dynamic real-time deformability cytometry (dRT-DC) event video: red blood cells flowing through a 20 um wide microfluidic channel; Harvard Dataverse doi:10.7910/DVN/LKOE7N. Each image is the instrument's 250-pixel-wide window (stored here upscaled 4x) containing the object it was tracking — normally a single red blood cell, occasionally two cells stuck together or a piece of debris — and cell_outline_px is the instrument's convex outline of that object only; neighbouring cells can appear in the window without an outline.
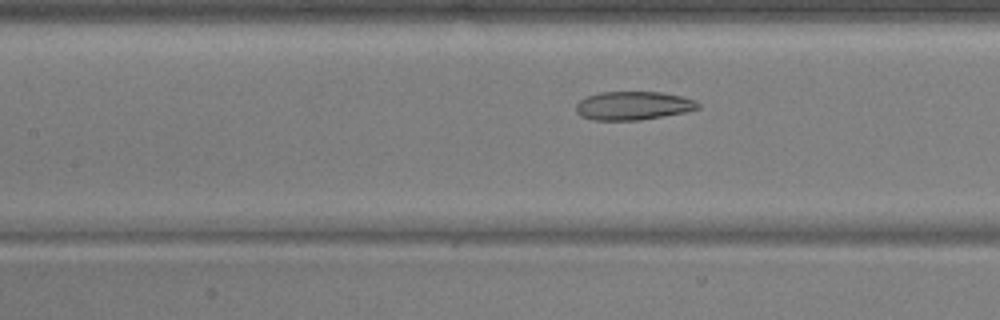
{"species": "common noctule bat (a hibernating species)", "species_latin": "Nyctalus noctula", "temperature_condition": "warm", "stored_images_in_passage": 40, "camera_frame_rate_fps": 3000, "um_per_image_px": 0.085, "animal": {"sex": "male", "body_mass_g": 17.9, "forearm_length_mm": 54.2}, "frame": {"image": 1, "passage_image": 16, "time_ms": 5.0, "image_size_px": [1000, 320], "cell_outline_px": [[700, 108], [684, 112], [640, 120], [592, 120], [580, 116], [576, 112], [576, 104], [580, 100], [588, 96], [600, 92], [660, 92], [680, 96], [696, 100], [700, 104]], "centroid_in_image_um": [53.8, 8.98], "position_along_channel_um": 153.6, "area_um2": 20.23}}
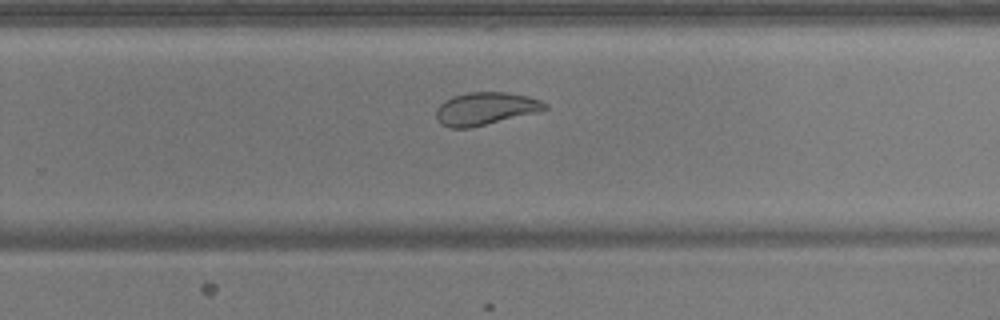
{"frame": {"image": 2, "passage_image": 27, "time_ms": 8.667, "image_size_px": [1000, 320], "cell_outline_px": [[548, 108], [540, 112], [468, 128], [448, 128], [440, 124], [436, 116], [436, 108], [444, 100], [452, 96], [468, 92], [508, 92], [528, 96], [540, 100], [548, 104]], "centroid_in_image_um": [41.26, 9.23], "position_along_channel_um": 288.5, "area_um2": 20.92}}
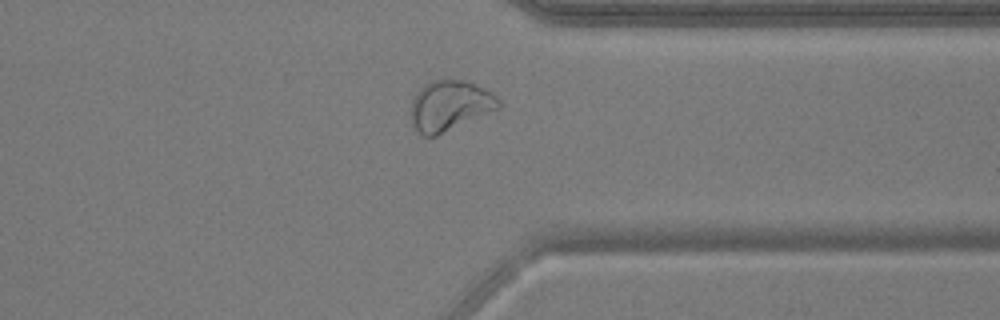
{"frame": {"image": 3, "passage_image": 34, "time_ms": 11.0, "image_size_px": [1000, 320], "cell_outline_px": [[500, 108], [436, 136], [424, 136], [412, 128], [412, 100], [416, 92], [428, 80], [444, 76], [464, 80], [476, 84], [492, 92], [500, 100]], "centroid_in_image_um": [38.22, 8.93], "position_along_channel_um": 373.2, "area_um2": 26.3}}